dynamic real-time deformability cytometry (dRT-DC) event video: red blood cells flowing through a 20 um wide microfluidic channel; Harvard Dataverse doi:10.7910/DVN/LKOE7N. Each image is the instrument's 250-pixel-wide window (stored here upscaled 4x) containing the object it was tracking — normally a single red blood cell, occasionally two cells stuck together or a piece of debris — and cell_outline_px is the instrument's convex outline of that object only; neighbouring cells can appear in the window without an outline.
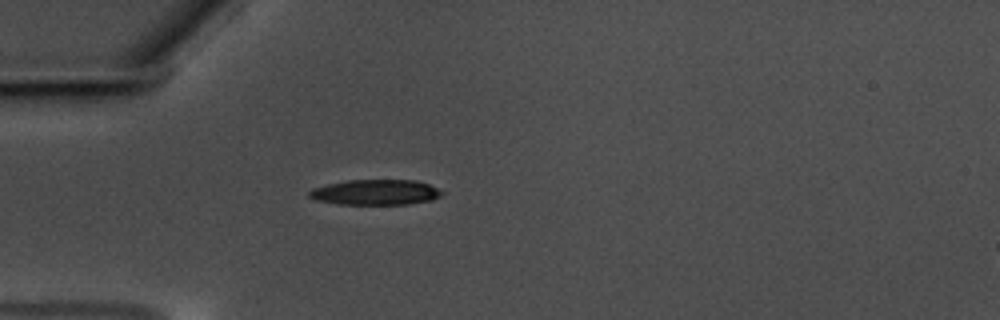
{"species": "common noctule bat (a hibernating species)", "species_latin": "Nyctalus noctula", "temperature_condition": "warm", "stored_images_in_passage": 7, "camera_frame_rate_fps": 3000, "um_per_image_px": 0.085, "animal": {"sex": "male", "body_mass_g": 17.5, "forearm_length_mm": 52.3}, "frame": {"image": 1, "passage_image": 1, "time_ms": 0.0, "image_size_px": [1000, 320], "cell_outline_px": [[444, 192], [440, 196], [432, 200], [408, 204], [340, 204], [316, 200], [308, 196], [308, 192], [312, 188], [328, 184], [348, 180], [416, 180], [428, 184]], "centroid_in_image_um": [31.91, 16.34], "position_along_channel_um": 53.1, "area_um2": 19.54}}
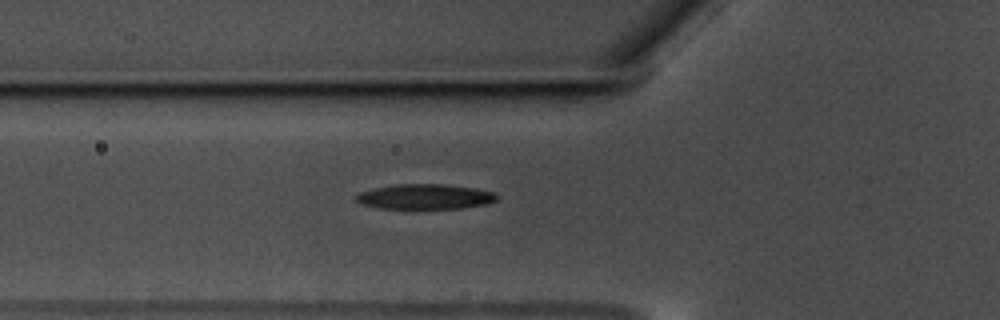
{"frame": {"image": 2, "passage_image": 5, "time_ms": 1.333, "image_size_px": [1000, 320], "cell_outline_px": [[500, 196], [496, 200], [488, 204], [460, 208], [380, 208], [360, 204], [356, 200], [356, 196], [360, 192], [376, 188], [396, 184], [444, 184], [476, 188], [496, 192]], "centroid_in_image_um": [36.19, 16.71], "position_along_channel_um": 89.6, "area_um2": 20.58}}